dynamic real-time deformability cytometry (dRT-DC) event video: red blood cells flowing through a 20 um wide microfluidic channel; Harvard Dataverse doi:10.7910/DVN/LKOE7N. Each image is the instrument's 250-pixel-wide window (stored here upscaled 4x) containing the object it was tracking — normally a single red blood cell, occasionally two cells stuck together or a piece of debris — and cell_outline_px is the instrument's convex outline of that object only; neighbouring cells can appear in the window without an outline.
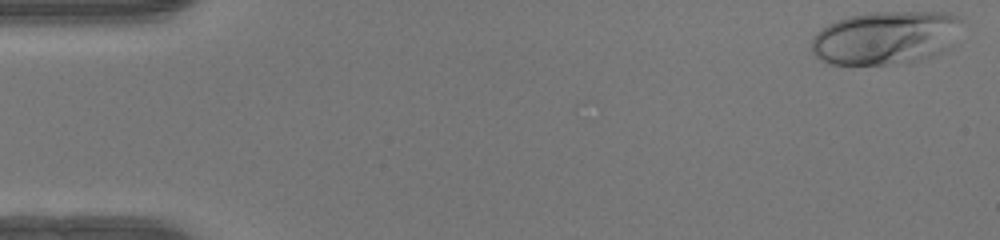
{"species": "human", "species_latin": "Homo sapiens", "temperature_condition": "warm", "stored_images_in_passage": 49, "camera_frame_rate_fps": 3000, "um_per_image_px": 0.085, "donor": {"sex": "female"}, "frame": {"image": 1, "passage_image": 1, "time_ms": 0.0, "image_size_px": [1000, 240], "cell_outline_px": [[964, 20], [940, 52], [932, 56], [920, 60], [884, 64], [828, 64], [820, 60], [812, 52], [812, 36], [816, 32], [828, 24], [836, 20], [848, 16], [876, 12], [952, 12], [960, 16]], "centroid_in_image_um": [75.2, 3.18], "position_along_channel_um": 9.8, "area_um2": 46.24}}
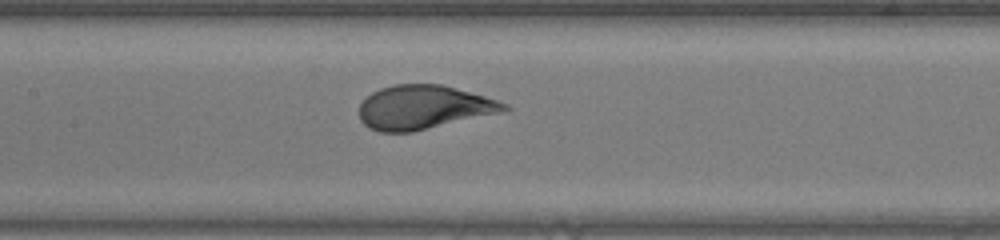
{"frame": {"image": 2, "passage_image": 23, "time_ms": 7.333, "image_size_px": [1000, 240], "cell_outline_px": [[512, 108], [500, 112], [412, 132], [380, 132], [368, 128], [360, 120], [360, 104], [372, 92], [380, 88], [392, 84], [440, 84], [484, 96], [508, 104]], "centroid_in_image_um": [35.97, 9.12], "position_along_channel_um": 171.4, "area_um2": 36.76}}
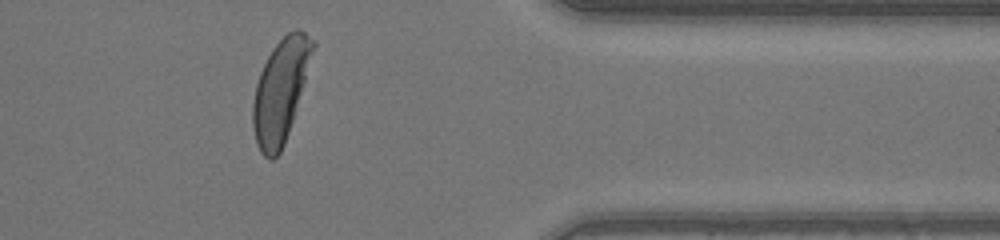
{"frame": {"image": 3, "passage_image": 40, "time_ms": 13.0, "image_size_px": [1000, 240], "cell_outline_px": [[316, 44], [292, 120], [284, 144], [280, 152], [272, 160], [268, 160], [260, 152], [256, 144], [252, 124], [252, 104], [256, 84], [260, 72], [272, 48], [288, 32], [296, 28], [300, 28], [316, 40]], "centroid_in_image_um": [23.83, 7.69], "position_along_channel_um": 387.6, "area_um2": 35.66}, "authors_computed_cell_mechanics": {"area_um2": 37.6856, "velocity_mm_per_s": 4.1528, "shape_relaxation_time_tau1_ms": 3.0457, "shape_relaxation_time_tau2_ms": null, "deformation_change_tau1": 0.2095, "deformation_change_tau2": null}}